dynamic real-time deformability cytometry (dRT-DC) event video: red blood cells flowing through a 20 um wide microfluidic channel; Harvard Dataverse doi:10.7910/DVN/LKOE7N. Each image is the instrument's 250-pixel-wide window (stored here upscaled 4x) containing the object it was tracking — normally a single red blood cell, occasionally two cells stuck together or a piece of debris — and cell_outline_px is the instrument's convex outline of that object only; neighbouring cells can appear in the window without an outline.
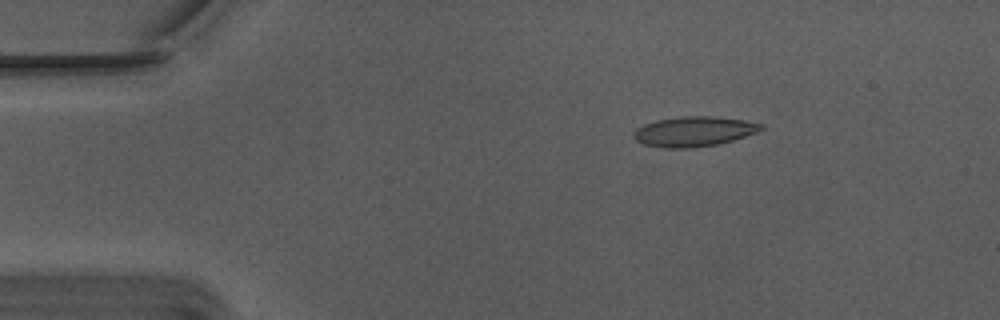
{"species": "Egyptian fruit bat (a non-hibernating species)", "species_latin": "Rousettus aegyptiacus", "temperature_condition": "warm", "stored_images_in_passage": 49, "camera_frame_rate_fps": 3000, "um_per_image_px": 0.085, "animal": {"sex": "male"}, "frame": {"image": 1, "passage_image": 9, "time_ms": 2.667, "image_size_px": [1000, 320], "cell_outline_px": [[764, 128], [756, 132], [720, 144], [688, 148], [664, 148], [644, 144], [636, 140], [632, 136], [632, 132], [636, 128], [644, 124], [656, 120], [680, 116], [712, 116], [744, 120], [764, 124]], "centroid_in_image_um": [58.95, 11.17], "position_along_channel_um": 26.1, "area_um2": 22.31}}
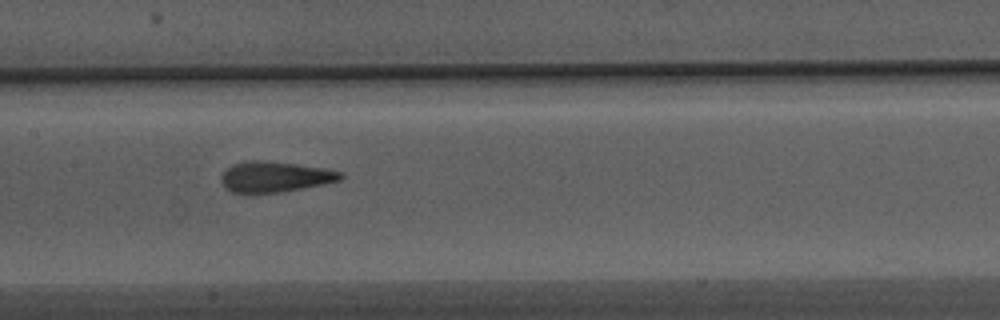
{"frame": {"image": 2, "passage_image": 27, "time_ms": 8.667, "image_size_px": [1000, 320], "cell_outline_px": [[344, 176], [340, 180], [324, 184], [280, 192], [252, 196], [232, 192], [224, 188], [220, 180], [220, 176], [228, 168], [236, 164], [252, 160], [260, 160], [296, 164], [320, 168], [340, 172]], "centroid_in_image_um": [23.29, 15.08], "position_along_channel_um": 184.1, "area_um2": 21.5}}
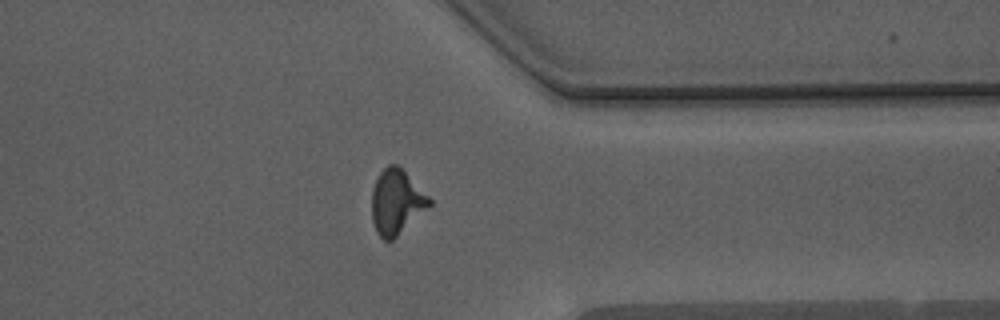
{"frame": {"image": 3, "passage_image": 43, "time_ms": 14.0, "image_size_px": [1000, 320], "cell_outline_px": [[432, 204], [392, 240], [384, 240], [376, 232], [372, 220], [372, 188], [380, 172], [388, 164], [396, 164], [432, 200]], "centroid_in_image_um": [33.67, 17.17], "position_along_channel_um": 377.7, "area_um2": 21.27}, "authors_computed_cell_mechanics": {"area_um2": 21.1548, "velocity_mm_per_s": 3.7682, "shape_relaxation_time_tau1_ms": 5.2435, "shape_relaxation_time_tau2_ms": 1.1615, "deformation_change_tau1": 0.2018, "deformation_change_tau2": 0.1015}}